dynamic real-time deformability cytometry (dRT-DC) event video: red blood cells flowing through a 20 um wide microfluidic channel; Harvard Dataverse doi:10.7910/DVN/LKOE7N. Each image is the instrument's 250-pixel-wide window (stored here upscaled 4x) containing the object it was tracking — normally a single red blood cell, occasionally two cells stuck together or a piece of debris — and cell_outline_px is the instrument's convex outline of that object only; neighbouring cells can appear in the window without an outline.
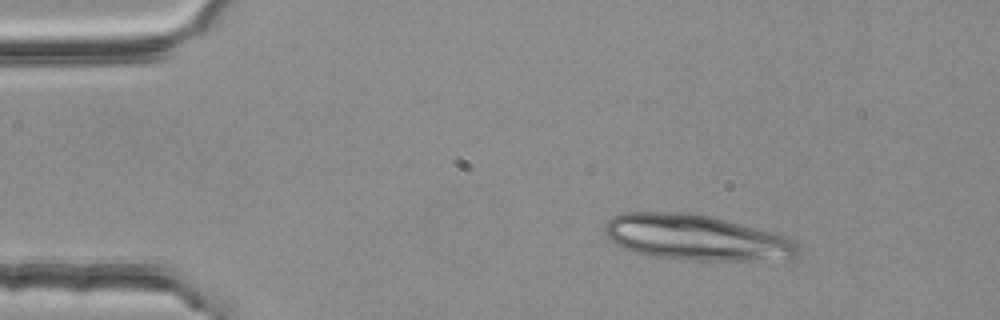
{"species": "common noctule bat (a hibernating species)", "species_latin": "Nyctalus noctula", "temperature_condition": "room temperature", "stored_images_in_passage": 44, "segment_of_instrument_passage": [1, 2], "camera_frame_rate_fps": 3000, "um_per_image_px": 0.085, "animal": {"sex": "female", "body_mass_g": 25.1}, "frame": {"image": 1, "passage_image": 1, "time_ms": 0.0, "image_size_px": [1000, 320], "cell_outline_px": [[800, 252], [792, 260], [692, 260], [652, 256], [636, 252], [624, 248], [616, 244], [604, 232], [604, 224], [612, 216], [624, 212], [692, 212], [740, 224], [784, 236], [796, 240], [800, 248]], "centroid_in_image_um": [59.2, 20.2], "position_along_channel_um": 25.8, "area_um2": 51.27}}